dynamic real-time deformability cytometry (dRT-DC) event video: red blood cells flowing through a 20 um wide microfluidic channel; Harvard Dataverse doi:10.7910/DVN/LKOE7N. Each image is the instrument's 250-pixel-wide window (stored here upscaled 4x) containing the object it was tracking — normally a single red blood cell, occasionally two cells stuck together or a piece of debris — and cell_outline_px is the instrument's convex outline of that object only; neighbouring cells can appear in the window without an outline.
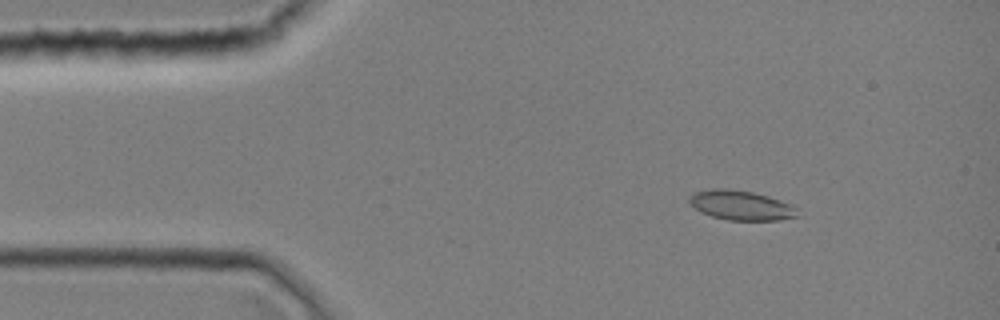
{"species": "common noctule bat (a hibernating species)", "species_latin": "Nyctalus noctula", "temperature_condition": "room temperature", "stored_images_in_passage": 2, "camera_frame_rate_fps": 3000, "um_per_image_px": 0.085, "animal": {"sex": "female", "body_mass_g": 19.0, "forearm_length_mm": 51.5}, "frame": {"image": 1, "passage_image": 1, "time_ms": 0.0, "image_size_px": [1000, 320], "cell_outline_px": [[796, 216], [780, 220], [728, 220], [712, 216], [700, 212], [688, 200], [692, 192], [712, 188], [728, 188], [752, 192], [768, 196], [788, 204], [796, 208]], "centroid_in_image_um": [62.92, 17.44], "position_along_channel_um": 22.1, "area_um2": 18.44}}